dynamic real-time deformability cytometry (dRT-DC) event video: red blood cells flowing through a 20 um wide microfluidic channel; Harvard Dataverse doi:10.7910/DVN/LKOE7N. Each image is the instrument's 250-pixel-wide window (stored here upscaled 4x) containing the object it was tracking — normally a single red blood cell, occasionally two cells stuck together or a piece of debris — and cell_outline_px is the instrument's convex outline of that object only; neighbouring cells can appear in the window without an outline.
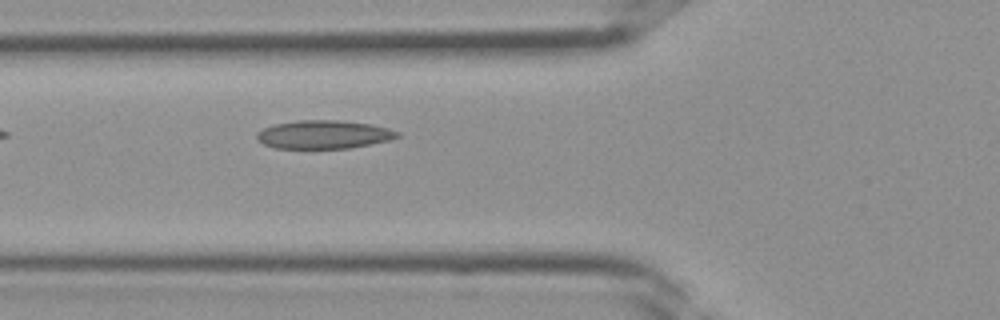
{"species": "Egyptian fruit bat (a non-hibernating species)", "species_latin": "Rousettus aegyptiacus", "temperature_condition": "room temperature", "stored_images_in_passage": 26, "camera_frame_rate_fps": 3000, "um_per_image_px": 0.085, "frame": {"image": 1, "passage_image": 3, "time_ms": 0.667, "image_size_px": [1000, 320], "cell_outline_px": [[400, 136], [392, 140], [352, 148], [276, 148], [264, 144], [256, 140], [256, 132], [264, 128], [276, 124], [296, 120], [336, 120], [372, 124], [388, 128], [400, 132]], "centroid_in_image_um": [27.55, 11.43], "position_along_channel_um": 98.3, "area_um2": 23.41}}
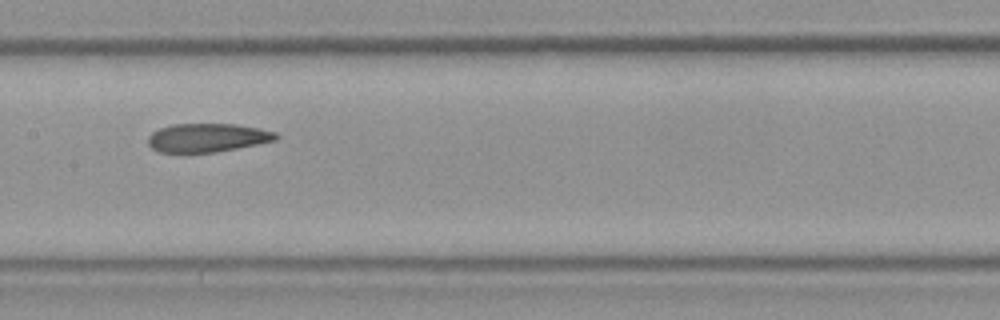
{"frame": {"image": 2, "passage_image": 8, "time_ms": 2.333, "image_size_px": [1000, 320], "cell_outline_px": [[280, 136], [276, 140], [216, 152], [188, 156], [180, 156], [160, 152], [152, 148], [148, 144], [148, 136], [152, 132], [160, 128], [172, 124], [236, 124], [276, 132]], "centroid_in_image_um": [17.54, 11.75], "position_along_channel_um": 189.9, "area_um2": 22.08}}
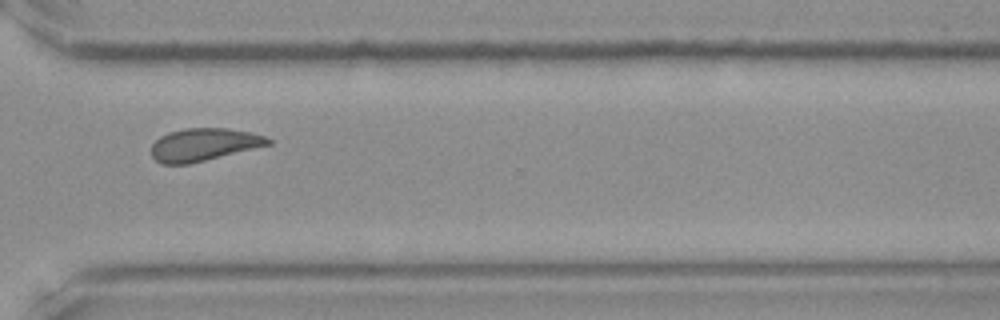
{"frame": {"image": 3, "passage_image": 17, "time_ms": 5.333, "image_size_px": [1000, 320], "cell_outline_px": [[272, 144], [188, 164], [160, 164], [152, 156], [152, 144], [160, 136], [168, 132], [184, 128], [224, 128], [252, 132], [264, 136], [272, 140]], "centroid_in_image_um": [17.31, 12.28], "position_along_channel_um": 353.3, "area_um2": 22.14}}